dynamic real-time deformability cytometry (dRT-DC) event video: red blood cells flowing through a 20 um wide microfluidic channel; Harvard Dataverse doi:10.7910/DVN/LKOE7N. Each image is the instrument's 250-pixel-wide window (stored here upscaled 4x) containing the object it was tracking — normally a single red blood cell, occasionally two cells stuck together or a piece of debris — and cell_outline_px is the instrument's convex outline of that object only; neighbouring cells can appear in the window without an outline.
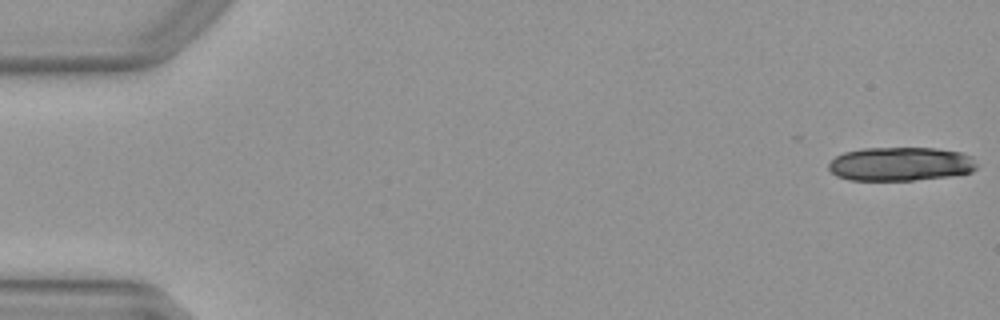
{"species": "Egyptian fruit bat (a non-hibernating species)", "species_latin": "Rousettus aegyptiacus", "temperature_condition": "warm", "stored_images_in_passage": 19, "segment_of_instrument_passage": [1, 2], "camera_frame_rate_fps": 3000, "um_per_image_px": 0.085, "animal": {"sex": "female"}, "frame": {"image": 1, "passage_image": 1, "time_ms": 0.0, "image_size_px": [1000, 320], "cell_outline_px": [[976, 168], [972, 172], [948, 176], [912, 180], [848, 180], [836, 176], [828, 168], [828, 164], [836, 156], [844, 152], [864, 148], [936, 148], [960, 152], [972, 156], [976, 164]], "centroid_in_image_um": [76.53, 13.94], "position_along_channel_um": 8.5, "area_um2": 29.19}}
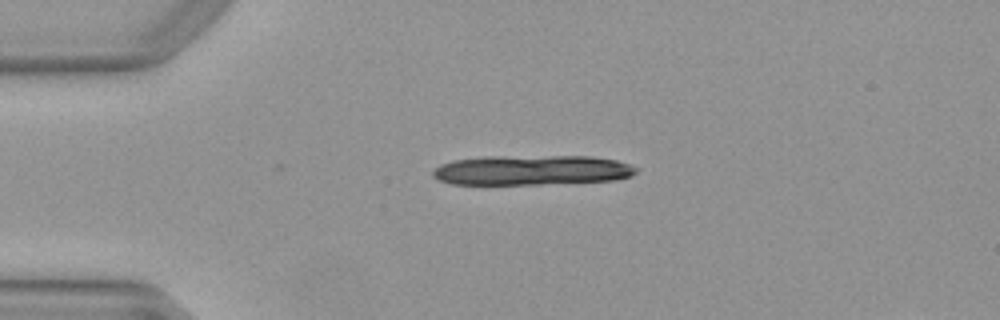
{"frame": {"image": 2, "passage_image": 12, "time_ms": 3.667, "image_size_px": [1000, 320], "cell_outline_px": [[640, 168], [632, 176], [616, 180], [540, 184], [448, 184], [432, 176], [432, 172], [440, 164], [452, 160], [484, 156], [592, 156], [616, 160]], "centroid_in_image_um": [45.2, 14.46], "position_along_channel_um": 39.8, "area_um2": 35.72}}